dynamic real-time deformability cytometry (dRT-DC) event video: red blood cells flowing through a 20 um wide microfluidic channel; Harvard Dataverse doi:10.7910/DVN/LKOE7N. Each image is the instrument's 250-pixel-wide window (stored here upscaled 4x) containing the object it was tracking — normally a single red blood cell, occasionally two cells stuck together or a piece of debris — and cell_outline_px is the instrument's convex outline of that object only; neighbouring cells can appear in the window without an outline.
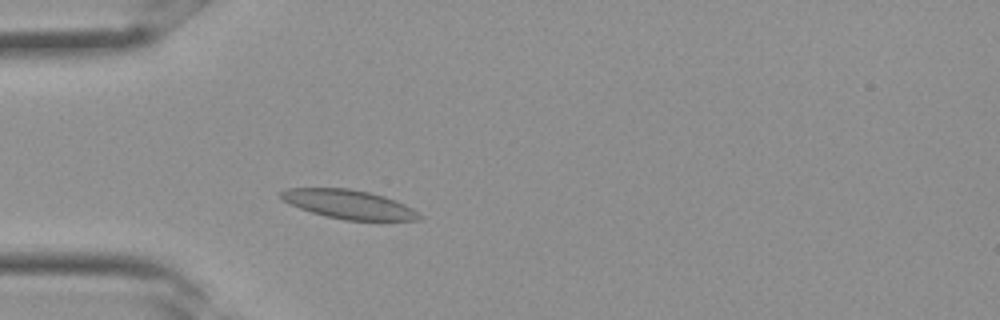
{"species": "Egyptian fruit bat (a non-hibernating species)", "species_latin": "Rousettus aegyptiacus", "temperature_condition": "room temperature", "stored_images_in_passage": 26, "camera_frame_rate_fps": 3000, "um_per_image_px": 0.085, "frame": {"image": 1, "passage_image": 5, "time_ms": 1.333, "image_size_px": [1000, 320], "cell_outline_px": [[424, 216], [420, 220], [344, 220], [324, 216], [300, 208], [280, 200], [280, 192], [288, 188], [348, 188], [368, 192], [384, 196], [396, 200], [412, 208]], "centroid_in_image_um": [29.65, 17.37], "position_along_channel_um": 55.4, "area_um2": 23.35}}
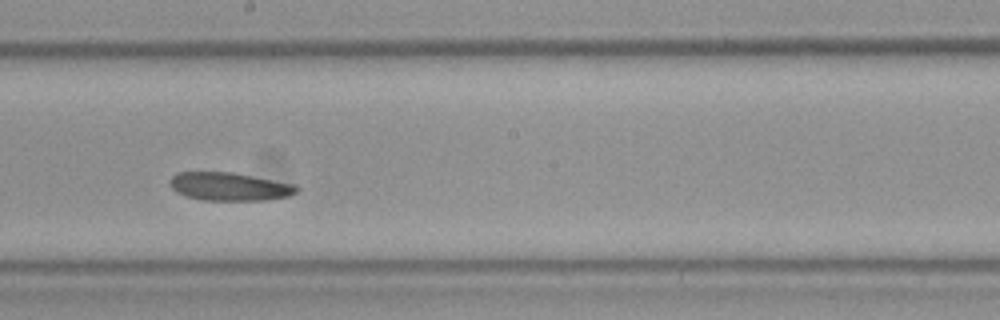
{"frame": {"image": 2, "passage_image": 14, "time_ms": 4.333, "image_size_px": [1000, 320], "cell_outline_px": [[300, 192], [288, 196], [264, 200], [204, 200], [188, 196], [176, 192], [172, 188], [172, 176], [180, 172], [232, 172], [296, 184], [300, 188]], "centroid_in_image_um": [19.59, 15.85], "position_along_channel_um": 228.6, "area_um2": 20.69}}
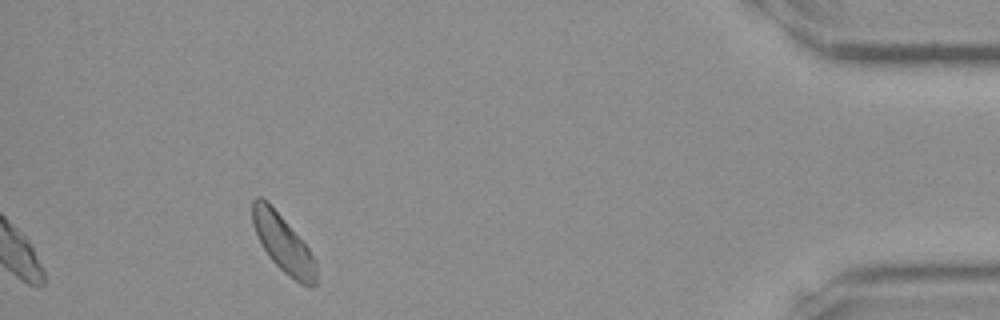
{"frame": {"image": 3, "passage_image": 26, "time_ms": 8.333, "image_size_px": [1000, 320], "cell_outline_px": [[316, 284], [300, 284], [284, 272], [268, 256], [260, 244], [252, 224], [252, 200], [256, 196], [260, 196], [268, 200], [308, 248], [316, 264]], "centroid_in_image_um": [24.0, 20.64], "position_along_channel_um": 411.2, "area_um2": 21.1}}